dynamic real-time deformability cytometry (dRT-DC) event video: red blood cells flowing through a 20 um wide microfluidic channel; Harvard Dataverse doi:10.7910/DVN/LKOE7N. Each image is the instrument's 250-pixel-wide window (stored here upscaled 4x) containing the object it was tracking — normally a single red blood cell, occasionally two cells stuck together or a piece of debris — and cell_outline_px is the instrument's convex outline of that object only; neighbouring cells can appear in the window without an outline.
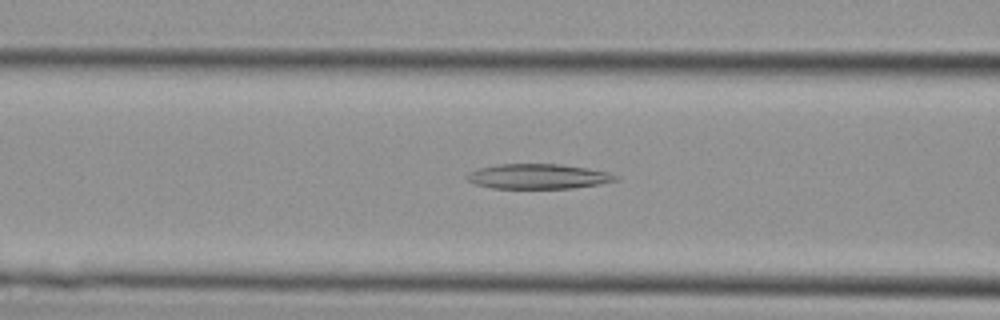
{"species": "Egyptian fruit bat (a non-hibernating species)", "species_latin": "Rousettus aegyptiacus", "temperature_condition": "cold", "stored_images_in_passage": 38, "camera_frame_rate_fps": 3000, "um_per_image_px": 0.085, "animal": {"sex": "female"}, "frame": {"image": 1, "passage_image": 15, "time_ms": 4.667, "image_size_px": [1000, 320], "cell_outline_px": [[620, 176], [616, 180], [600, 184], [572, 188], [492, 188], [476, 184], [468, 180], [464, 176], [468, 172], [480, 168], [496, 164], [560, 164], [588, 168], [608, 172]], "centroid_in_image_um": [45.74, 14.99], "position_along_channel_um": 120.9, "area_um2": 21.62}}
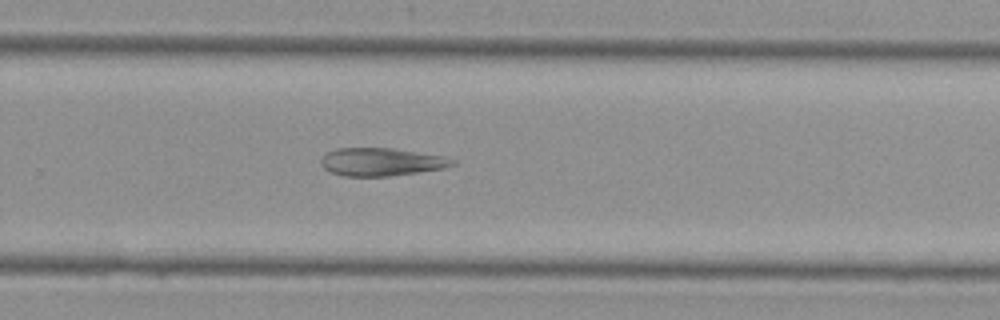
{"frame": {"image": 2, "passage_image": 25, "time_ms": 8.0, "image_size_px": [1000, 320], "cell_outline_px": [[456, 164], [448, 168], [388, 176], [344, 176], [332, 172], [324, 168], [320, 164], [320, 160], [328, 152], [336, 148], [392, 148], [444, 156], [456, 160]], "centroid_in_image_um": [32.45, 13.76], "position_along_channel_um": 297.3, "area_um2": 21.44}}
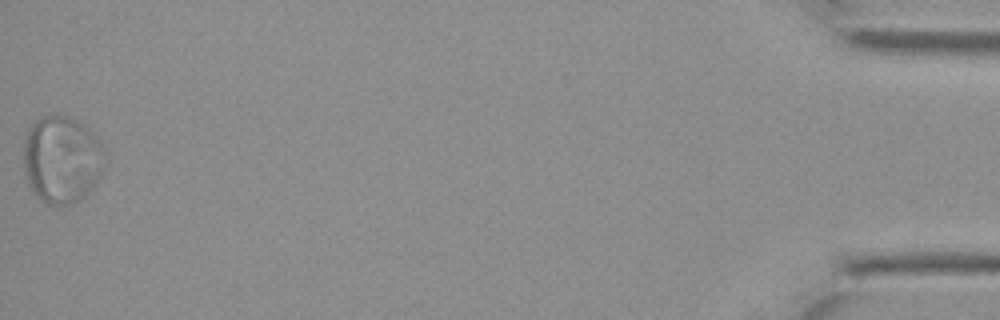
{"frame": {"image": 3, "passage_image": 38, "time_ms": 12.333, "image_size_px": [1000, 320], "cell_outline_px": [[104, 168], [100, 176], [72, 204], [44, 204], [36, 196], [24, 172], [24, 144], [28, 132], [32, 124], [40, 116], [68, 116], [84, 124], [96, 132], [104, 148]], "centroid_in_image_um": [5.26, 13.51], "position_along_channel_um": 429.9, "area_um2": 41.04}}